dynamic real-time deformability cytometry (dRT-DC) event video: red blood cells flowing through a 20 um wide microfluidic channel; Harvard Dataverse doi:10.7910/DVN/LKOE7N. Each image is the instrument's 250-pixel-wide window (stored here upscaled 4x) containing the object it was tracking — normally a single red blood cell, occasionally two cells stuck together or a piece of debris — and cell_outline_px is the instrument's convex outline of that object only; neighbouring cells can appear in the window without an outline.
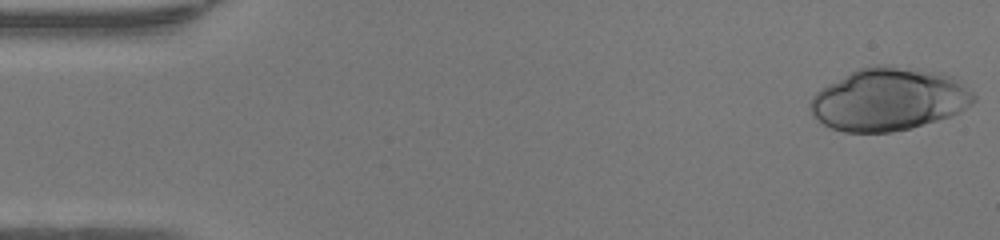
{"species": "human", "species_latin": "Homo sapiens", "temperature_condition": "warm", "stored_images_in_passage": 47, "camera_frame_rate_fps": 3000, "um_per_image_px": 0.085, "donor": {"sex": "female"}, "frame": {"image": 1, "passage_image": 1, "time_ms": 0.0, "image_size_px": [1000, 240], "cell_outline_px": [[976, 100], [972, 104], [960, 112], [952, 116], [912, 128], [892, 132], [844, 132], [832, 128], [824, 124], [812, 116], [808, 104], [812, 96], [816, 92], [828, 84], [856, 68], [876, 64], [888, 64], [940, 72], [952, 76], [972, 92], [976, 96]], "centroid_in_image_um": [75.54, 8.43], "position_along_channel_um": 9.5, "area_um2": 60.34}}
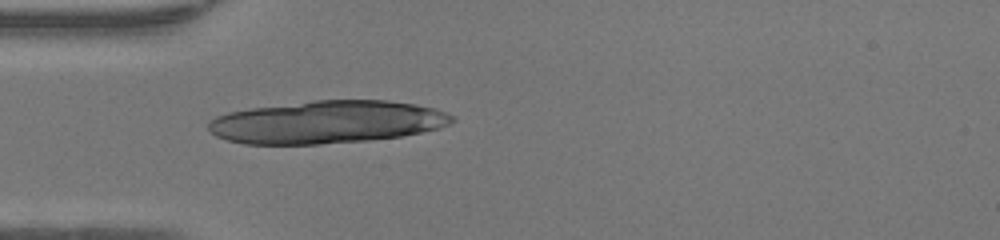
{"frame": {"image": 2, "passage_image": 14, "time_ms": 4.333, "image_size_px": [1000, 240], "cell_outline_px": [[456, 120], [440, 128], [400, 136], [368, 140], [320, 144], [244, 144], [228, 140], [216, 136], [208, 128], [208, 120], [216, 116], [228, 112], [252, 108], [316, 100], [388, 100], [416, 104], [436, 108], [456, 116]], "centroid_in_image_um": [27.81, 10.37], "position_along_channel_um": 57.2, "area_um2": 60.69}}